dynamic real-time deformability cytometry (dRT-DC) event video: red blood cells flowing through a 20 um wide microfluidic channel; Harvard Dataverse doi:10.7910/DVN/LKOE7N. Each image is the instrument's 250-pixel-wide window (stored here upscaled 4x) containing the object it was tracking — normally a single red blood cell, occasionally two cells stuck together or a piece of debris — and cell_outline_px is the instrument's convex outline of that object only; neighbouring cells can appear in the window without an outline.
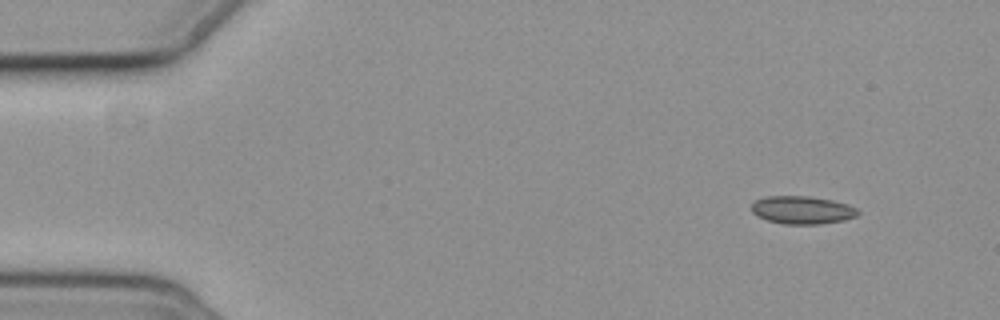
{"species": "common noctule bat (a hibernating species)", "species_latin": "Nyctalus noctula", "temperature_condition": "cold", "stored_images_in_passage": 4, "camera_frame_rate_fps": 3000, "um_per_image_px": 0.085, "animal": {"sex": "female", "body_mass_g": 19.3, "forearm_length_mm": 54.1}, "frame": {"image": 1, "passage_image": 1, "time_ms": 0.0, "image_size_px": [1000, 320], "cell_outline_px": [[860, 212], [856, 216], [844, 220], [820, 224], [784, 224], [768, 220], [752, 212], [752, 204], [756, 200], [764, 196], [808, 196], [832, 200], [848, 204], [856, 208]], "centroid_in_image_um": [68.21, 17.84], "position_along_channel_um": 16.8, "area_um2": 17.22}}
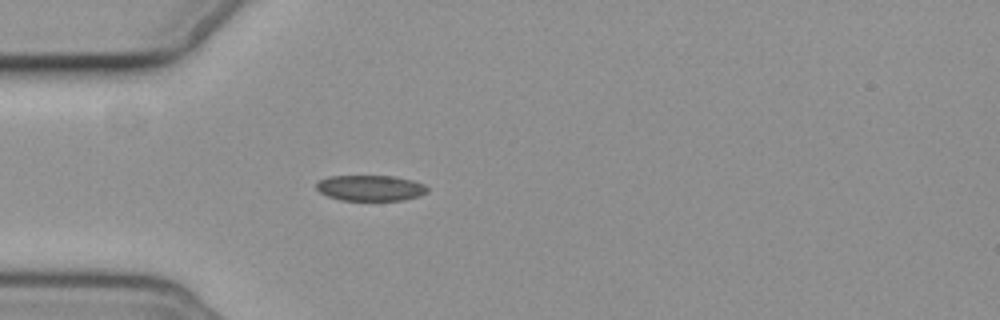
{"frame": {"image": 2, "passage_image": 4, "time_ms": 3.667, "image_size_px": [1000, 320], "cell_outline_px": [[428, 192], [420, 196], [404, 200], [340, 200], [328, 196], [320, 192], [316, 188], [316, 180], [328, 176], [392, 176], [412, 180], [424, 184], [428, 188]], "centroid_in_image_um": [31.47, 15.98], "position_along_channel_um": 53.5, "area_um2": 16.76}}